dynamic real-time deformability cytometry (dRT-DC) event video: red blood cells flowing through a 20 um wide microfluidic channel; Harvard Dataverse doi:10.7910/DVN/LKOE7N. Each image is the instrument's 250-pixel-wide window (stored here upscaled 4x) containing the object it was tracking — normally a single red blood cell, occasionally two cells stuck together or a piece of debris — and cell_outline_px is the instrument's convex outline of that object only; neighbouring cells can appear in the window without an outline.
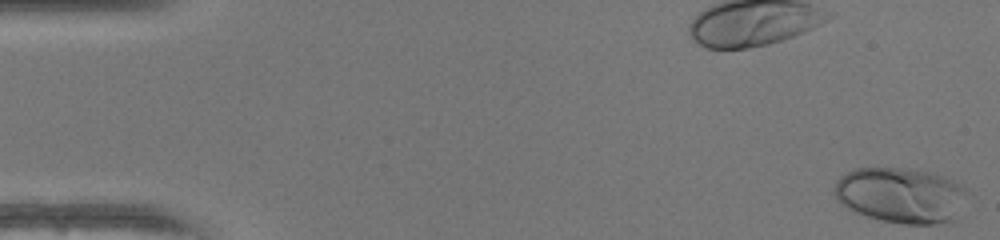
{"species": "human", "species_latin": "Homo sapiens", "temperature_condition": "warm", "stored_images_in_passage": 50, "camera_frame_rate_fps": 3000, "um_per_image_px": 0.085, "donor": {"sex": "female"}, "frame": {"image": 1, "passage_image": 1, "time_ms": 0.0, "image_size_px": [1000, 240], "cell_outline_px": [[964, 192], [952, 220], [936, 224], [904, 224], [880, 220], [852, 212], [840, 204], [836, 200], [832, 192], [836, 180], [840, 176], [856, 168], [900, 168], [932, 172], [944, 176], [960, 184], [964, 188]], "centroid_in_image_um": [76.43, 16.59], "position_along_channel_um": 8.6, "area_um2": 42.66}}
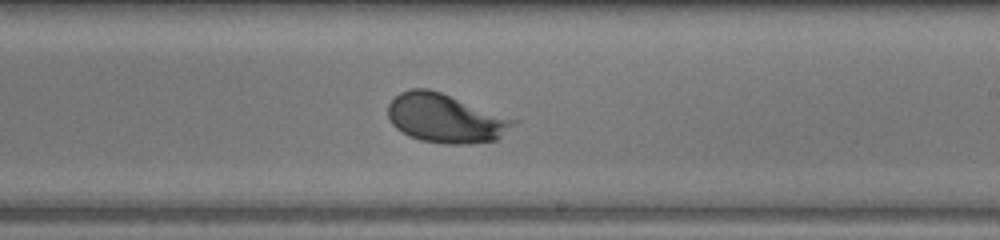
{"frame": {"image": 2, "passage_image": 30, "time_ms": 9.667, "image_size_px": [1000, 240], "cell_outline_px": [[520, 120], [516, 124], [496, 140], [468, 144], [444, 144], [420, 140], [408, 136], [396, 128], [392, 124], [388, 116], [388, 104], [400, 92], [412, 88], [428, 88], [440, 92]], "centroid_in_image_um": [37.88, 10.06], "position_along_channel_um": 251.1, "area_um2": 35.89}}
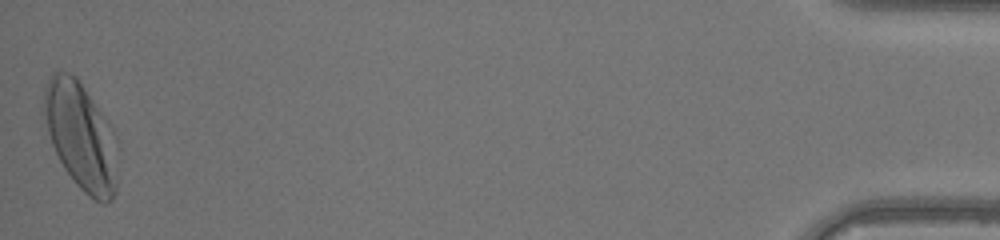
{"frame": {"image": 3, "passage_image": 50, "time_ms": 16.333, "image_size_px": [1000, 240], "cell_outline_px": [[116, 192], [112, 200], [104, 204], [88, 196], [76, 184], [64, 168], [52, 144], [48, 132], [44, 112], [44, 92], [48, 80], [52, 72], [68, 72], [76, 76], [112, 128], [116, 136]], "centroid_in_image_um": [6.89, 11.6], "position_along_channel_um": 428.3, "area_um2": 45.6}, "authors_computed_cell_mechanics": {"area_um2": 35.3447, "velocity_mm_per_s": 4.1335, "shape_relaxation_time_tau1_ms": 1.9052, "shape_relaxation_time_tau2_ms": null, "deformation_change_tau1": 0.1637, "deformation_change_tau2": null}}